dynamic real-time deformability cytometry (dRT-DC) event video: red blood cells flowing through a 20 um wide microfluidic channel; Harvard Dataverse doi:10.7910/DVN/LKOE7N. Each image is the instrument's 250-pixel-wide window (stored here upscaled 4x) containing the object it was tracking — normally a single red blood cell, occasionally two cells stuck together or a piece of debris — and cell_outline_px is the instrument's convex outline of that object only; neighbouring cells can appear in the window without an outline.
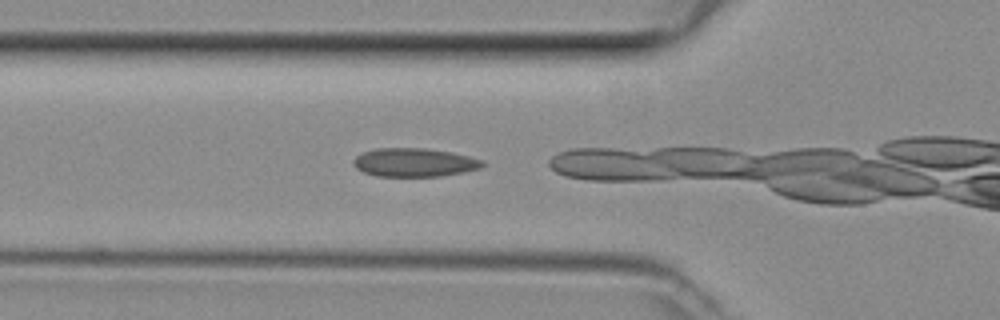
{"species": "common noctule bat (a hibernating species)", "species_latin": "Nyctalus noctula", "temperature_condition": "room temperature", "stored_images_in_passage": 12, "camera_frame_rate_fps": 3000, "um_per_image_px": 0.085, "animal": {"sex": "female", "body_mass_g": 29.2, "forearm_length_mm": 56.3}, "frame": {"image": 1, "passage_image": 9, "time_ms": 2.667, "image_size_px": [1000, 320], "cell_outline_px": [[484, 164], [480, 168], [464, 172], [440, 176], [376, 176], [364, 172], [356, 168], [352, 164], [352, 160], [356, 156], [364, 152], [376, 148], [424, 148], [452, 152], [484, 160]], "centroid_in_image_um": [35.2, 13.8], "position_along_channel_um": 90.6, "area_um2": 21.5}}